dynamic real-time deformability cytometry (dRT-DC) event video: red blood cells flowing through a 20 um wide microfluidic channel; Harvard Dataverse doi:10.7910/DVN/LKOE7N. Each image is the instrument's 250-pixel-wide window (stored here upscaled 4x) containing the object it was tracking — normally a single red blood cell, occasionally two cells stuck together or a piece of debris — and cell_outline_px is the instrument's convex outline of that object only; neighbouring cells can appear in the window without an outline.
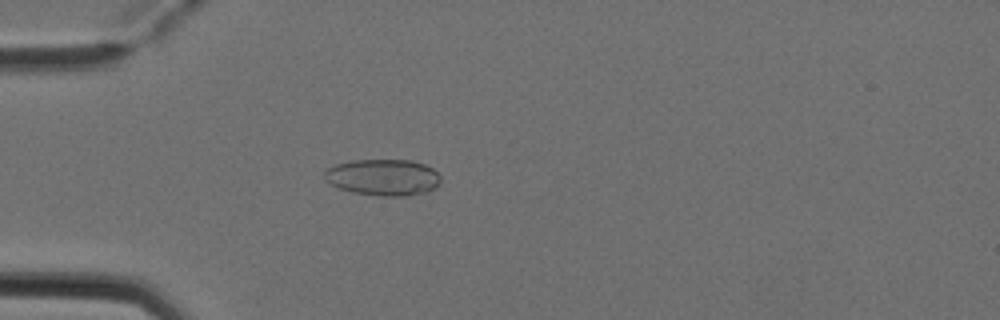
{"species": "Egyptian fruit bat (a non-hibernating species)", "species_latin": "Rousettus aegyptiacus", "temperature_condition": "cold", "stored_images_in_passage": 4, "camera_frame_rate_fps": 3000, "um_per_image_px": 0.085, "animal": {"sex": "female"}, "frame": {"image": 1, "passage_image": 4, "time_ms": 1.0, "image_size_px": [1000, 320], "cell_outline_px": [[440, 184], [436, 188], [428, 192], [408, 196], [380, 196], [352, 192], [340, 188], [324, 180], [324, 172], [328, 168], [336, 164], [352, 160], [412, 160], [424, 164], [432, 168], [440, 176]], "centroid_in_image_um": [32.59, 15.08], "position_along_channel_um": 52.4, "area_um2": 24.85}}